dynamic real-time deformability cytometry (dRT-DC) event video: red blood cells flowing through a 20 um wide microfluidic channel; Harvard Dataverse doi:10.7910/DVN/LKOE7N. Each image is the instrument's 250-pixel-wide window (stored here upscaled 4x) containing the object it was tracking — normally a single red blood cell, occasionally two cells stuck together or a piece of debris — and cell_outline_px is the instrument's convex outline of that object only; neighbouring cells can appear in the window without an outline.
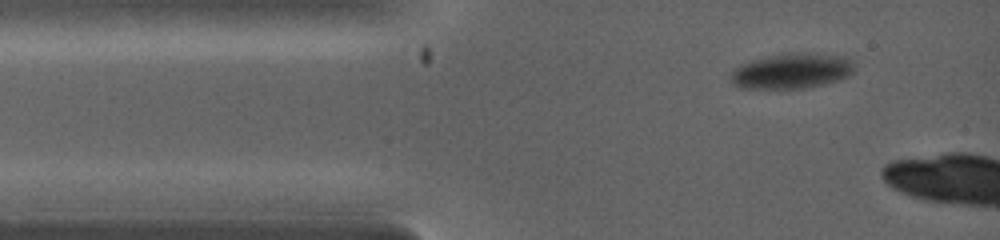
{"species": "common noctule bat (a hibernating species)", "species_latin": "Nyctalus noctula", "temperature_condition": "warm", "stored_images_in_passage": 2, "camera_frame_rate_fps": 5000, "um_per_image_px": 0.085, "animal": {"sex": "female", "body_mass_g": 19.0, "forearm_length_mm": 53.3}, "frame": {"image": 1, "passage_image": 1, "time_ms": 0.0, "image_size_px": [1000, 240], "cell_outline_px": [[852, 68], [844, 76], [820, 84], [804, 88], [744, 88], [736, 84], [732, 80], [732, 72], [736, 68], [752, 60], [784, 52], [816, 52], [844, 56], [852, 64]], "centroid_in_image_um": [67.26, 5.99], "position_along_channel_um": 17.7, "area_um2": 24.68}}